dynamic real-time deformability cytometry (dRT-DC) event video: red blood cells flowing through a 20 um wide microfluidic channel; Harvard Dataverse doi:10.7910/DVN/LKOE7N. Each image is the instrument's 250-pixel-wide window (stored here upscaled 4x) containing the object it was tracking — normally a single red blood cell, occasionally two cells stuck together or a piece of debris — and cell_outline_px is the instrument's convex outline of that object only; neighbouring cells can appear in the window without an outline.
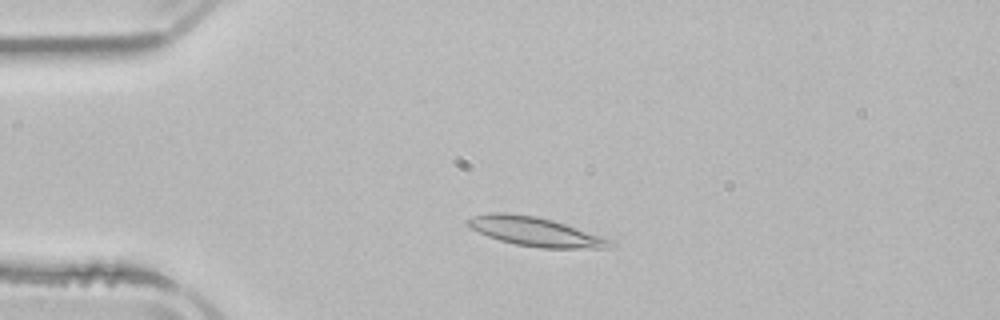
{"species": "common noctule bat (a hibernating species)", "species_latin": "Nyctalus noctula", "temperature_condition": "room temperature", "stored_images_in_passage": 7, "camera_frame_rate_fps": 3000, "um_per_image_px": 0.085, "animal": {"sex": "male", "body_mass_g": 21.5, "forearm_length_mm": 52.0}, "frame": {"image": 1, "passage_image": 5, "time_ms": 6.0, "image_size_px": [1000, 320], "cell_outline_px": [[616, 244], [608, 248], [540, 248], [516, 244], [500, 240], [488, 236], [472, 228], [468, 224], [468, 220], [472, 216], [488, 212], [504, 212], [536, 216], [552, 220], [616, 240]], "centroid_in_image_um": [45.58, 19.69], "position_along_channel_um": 39.4, "area_um2": 24.1}}
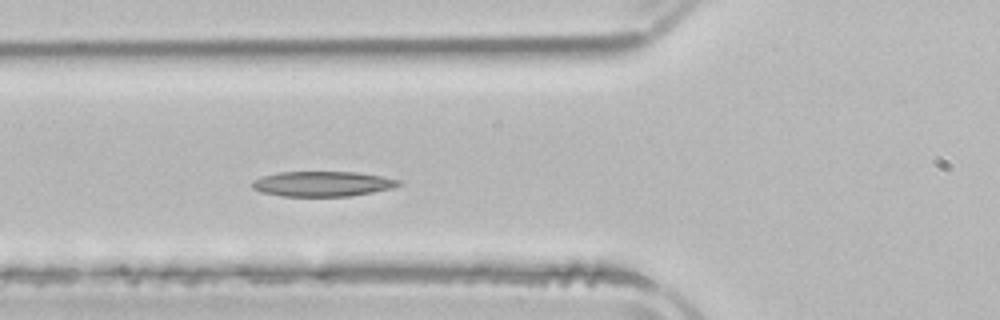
{"frame": {"image": 2, "passage_image": 7, "time_ms": 8.333, "image_size_px": [1000, 320], "cell_outline_px": [[400, 184], [392, 188], [372, 192], [348, 196], [280, 196], [260, 192], [252, 188], [252, 180], [264, 176], [280, 172], [356, 172], [380, 176], [400, 180]], "centroid_in_image_um": [27.37, 15.63], "position_along_channel_um": 98.4, "area_um2": 21.27}}